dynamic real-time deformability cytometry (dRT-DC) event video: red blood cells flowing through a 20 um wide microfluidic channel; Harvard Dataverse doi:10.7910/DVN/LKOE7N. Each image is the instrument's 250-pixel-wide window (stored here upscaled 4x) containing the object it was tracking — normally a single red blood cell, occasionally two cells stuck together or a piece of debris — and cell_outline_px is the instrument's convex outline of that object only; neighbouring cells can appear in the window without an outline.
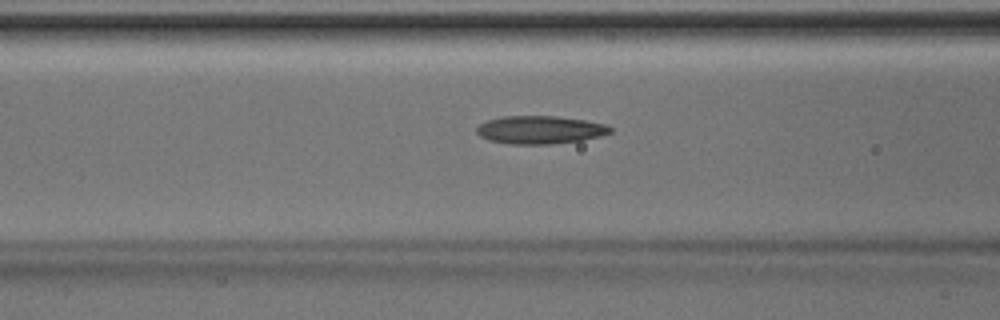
{"species": "Egyptian fruit bat (a non-hibernating species)", "species_latin": "Rousettus aegyptiacus", "temperature_condition": "room temperature", "stored_images_in_passage": 47, "camera_frame_rate_fps": 3000, "um_per_image_px": 0.085, "animal": {"sex": "male"}, "frame": {"image": 1, "passage_image": 19, "time_ms": 6.0, "image_size_px": [1000, 320], "cell_outline_px": [[612, 132], [600, 136], [580, 140], [552, 144], [512, 144], [488, 140], [480, 136], [476, 132], [476, 128], [480, 124], [488, 120], [500, 116], [556, 116], [584, 120], [608, 124], [612, 128]], "centroid_in_image_um": [45.9, 11.03], "position_along_channel_um": 120.7, "area_um2": 21.85}}
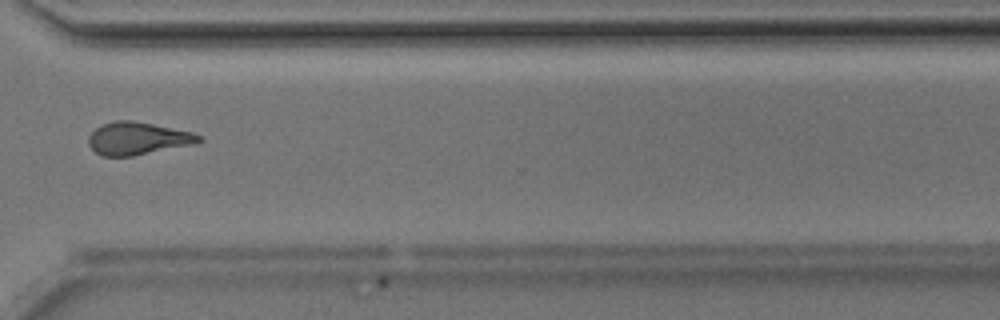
{"frame": {"image": 2, "passage_image": 36, "time_ms": 11.667, "image_size_px": [1000, 320], "cell_outline_px": [[204, 140], [192, 144], [132, 156], [100, 156], [88, 144], [88, 136], [96, 128], [104, 124], [116, 120], [132, 120], [192, 132], [200, 136]], "centroid_in_image_um": [11.67, 11.77], "position_along_channel_um": 358.9, "area_um2": 20.69}}
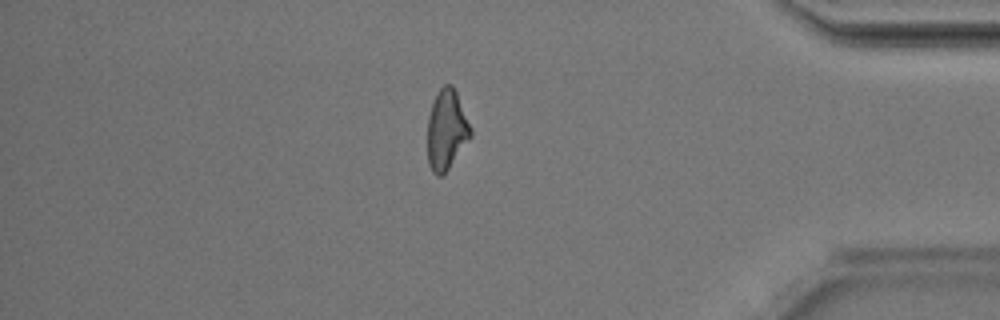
{"frame": {"image": 3, "passage_image": 41, "time_ms": 13.333, "image_size_px": [1000, 320], "cell_outline_px": [[472, 136], [448, 168], [440, 176], [436, 176], [432, 172], [428, 164], [428, 116], [432, 104], [440, 88], [444, 84], [452, 84], [456, 92], [472, 128]], "centroid_in_image_um": [37.96, 11.03], "position_along_channel_um": 397.2, "area_um2": 19.94}, "authors_computed_cell_mechanics": {"area_um2": 21.097, "velocity_mm_per_s": 4.2124, "shape_relaxation_time_tau1_ms": 6.7618, "shape_relaxation_time_tau2_ms": 2.4592, "deformation_change_tau1": 0.1848, "deformation_change_tau2": 0.1197}}